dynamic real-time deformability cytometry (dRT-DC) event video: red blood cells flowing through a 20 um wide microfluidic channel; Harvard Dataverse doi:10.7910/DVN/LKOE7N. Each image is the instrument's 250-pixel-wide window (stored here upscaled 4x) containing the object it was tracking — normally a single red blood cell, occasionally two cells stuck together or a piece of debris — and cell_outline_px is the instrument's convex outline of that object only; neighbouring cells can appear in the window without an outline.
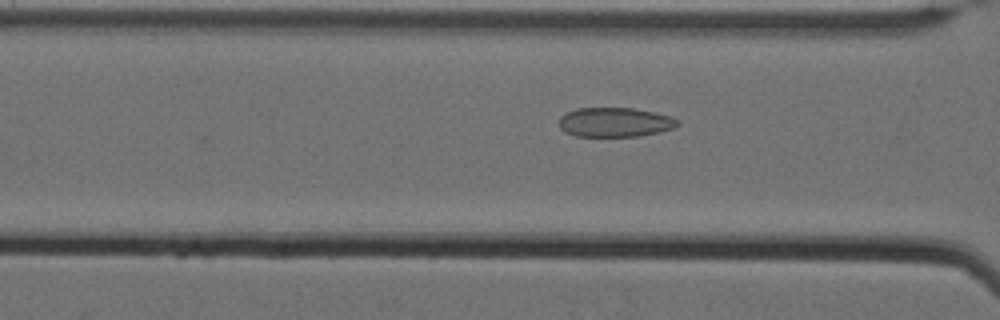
{"species": "Egyptian fruit bat (a non-hibernating species)", "species_latin": "Rousettus aegyptiacus", "temperature_condition": "cold", "stored_images_in_passage": 50, "camera_frame_rate_fps": 3000, "um_per_image_px": 0.085, "animal": {"sex": "female"}, "frame": {"image": 1, "passage_image": 17, "time_ms": 5.333, "image_size_px": [1000, 320], "cell_outline_px": [[680, 124], [672, 128], [660, 132], [640, 136], [576, 136], [564, 132], [560, 128], [560, 116], [576, 108], [632, 108], [652, 112], [668, 116], [680, 120]], "centroid_in_image_um": [52.26, 10.39], "position_along_channel_um": 114.3, "area_um2": 20.23}}
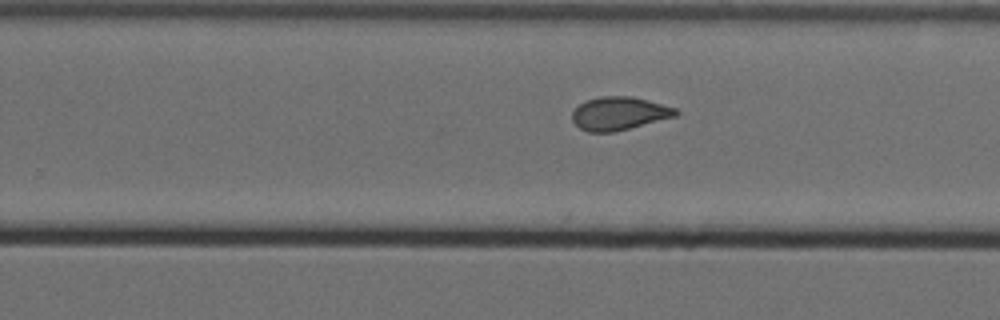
{"frame": {"image": 2, "passage_image": 31, "time_ms": 10.0, "image_size_px": [1000, 320], "cell_outline_px": [[680, 112], [676, 116], [612, 132], [588, 132], [580, 128], [572, 120], [572, 112], [580, 104], [588, 100], [600, 96], [628, 96], [648, 100], [676, 108]], "centroid_in_image_um": [52.62, 9.64], "position_along_channel_um": 277.2, "area_um2": 19.77}}
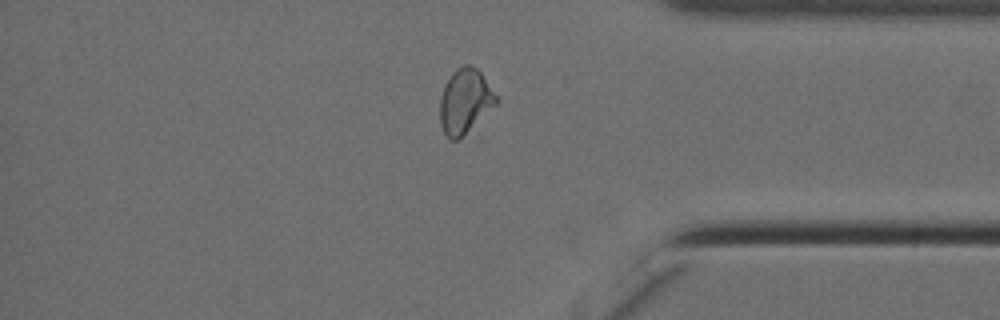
{"frame": {"image": 3, "passage_image": 42, "time_ms": 13.667, "image_size_px": [1000, 320], "cell_outline_px": [[496, 104], [472, 132], [456, 140], [448, 140], [440, 124], [440, 96], [444, 84], [452, 72], [456, 68], [464, 64], [468, 64], [476, 68], [480, 72], [496, 96]], "centroid_in_image_um": [39.5, 8.66], "position_along_channel_um": 395.7, "area_um2": 21.56}, "authors_computed_cell_mechanics": {"area_um2": 20.5479, "velocity_mm_per_s": 3.4844, "shape_relaxation_time_tau1_ms": 10.1782, "shape_relaxation_time_tau2_ms": 1.5149, "deformation_change_tau1": 0.1706, "deformation_change_tau2": 0.0797}}